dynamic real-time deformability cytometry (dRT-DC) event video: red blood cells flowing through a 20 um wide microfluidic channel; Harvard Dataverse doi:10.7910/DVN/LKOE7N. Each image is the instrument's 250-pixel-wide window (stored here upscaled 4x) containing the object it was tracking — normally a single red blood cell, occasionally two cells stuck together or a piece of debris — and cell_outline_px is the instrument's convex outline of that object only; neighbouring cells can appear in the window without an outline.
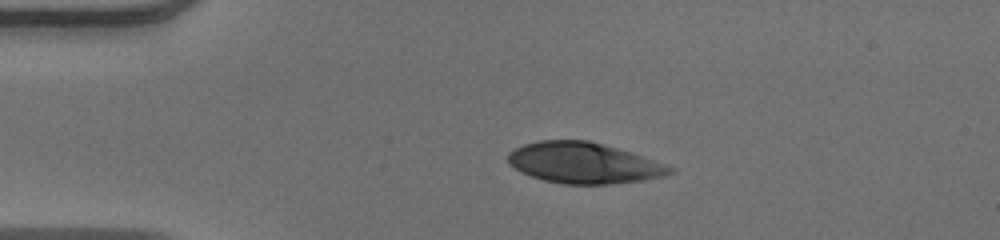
{"species": "human", "species_latin": "Homo sapiens", "temperature_condition": "warm", "stored_images_in_passage": 42, "camera_frame_rate_fps": 3000, "um_per_image_px": 0.085, "donor": {"sex": "male"}, "frame": {"image": 1, "passage_image": 1, "time_ms": 0.0, "image_size_px": [1000, 240], "cell_outline_px": [[676, 172], [668, 176], [644, 180], [612, 184], [564, 184], [544, 180], [532, 176], [508, 164], [508, 152], [524, 144], [540, 140], [588, 140], [616, 148], [668, 164], [676, 168]], "centroid_in_image_um": [49.69, 13.86], "position_along_channel_um": 35.3, "area_um2": 38.61}}
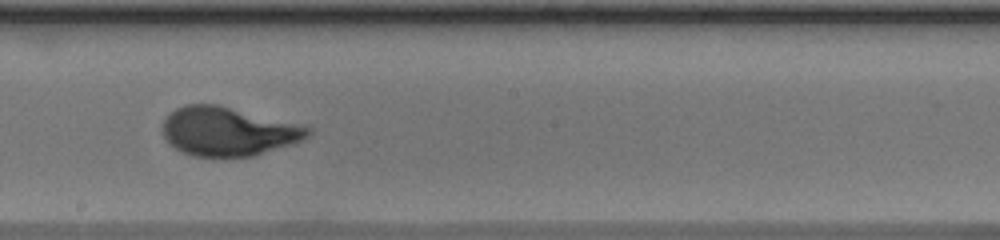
{"frame": {"image": 2, "passage_image": 19, "time_ms": 6.0, "image_size_px": [1000, 240], "cell_outline_px": [[312, 132], [308, 136], [300, 140], [252, 156], [192, 156], [180, 152], [168, 144], [164, 136], [164, 116], [176, 108], [184, 104], [216, 104], [312, 128]], "centroid_in_image_um": [19.29, 11.17], "position_along_channel_um": 228.9, "area_um2": 40.69}}
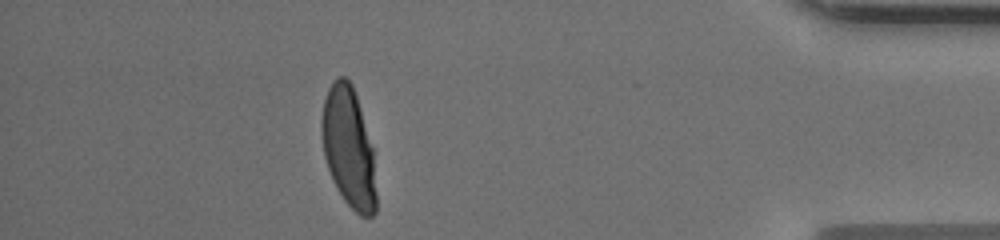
{"frame": {"image": 3, "passage_image": 36, "time_ms": 11.667, "image_size_px": [1000, 240], "cell_outline_px": [[376, 212], [372, 216], [360, 216], [344, 200], [336, 188], [332, 180], [324, 156], [320, 132], [320, 120], [324, 100], [328, 88], [336, 76], [344, 76], [352, 84], [360, 108], [372, 148], [376, 196]], "centroid_in_image_um": [29.6, 12.53], "position_along_channel_um": 405.6, "area_um2": 38.09}, "authors_computed_cell_mechanics": {"area_um2": 40.3733, "velocity_mm_per_s": 3.9441, "shape_relaxation_time_tau1_ms": 4.7965, "shape_relaxation_time_tau2_ms": null, "deformation_change_tau1": 0.2372, "deformation_change_tau2": null}}